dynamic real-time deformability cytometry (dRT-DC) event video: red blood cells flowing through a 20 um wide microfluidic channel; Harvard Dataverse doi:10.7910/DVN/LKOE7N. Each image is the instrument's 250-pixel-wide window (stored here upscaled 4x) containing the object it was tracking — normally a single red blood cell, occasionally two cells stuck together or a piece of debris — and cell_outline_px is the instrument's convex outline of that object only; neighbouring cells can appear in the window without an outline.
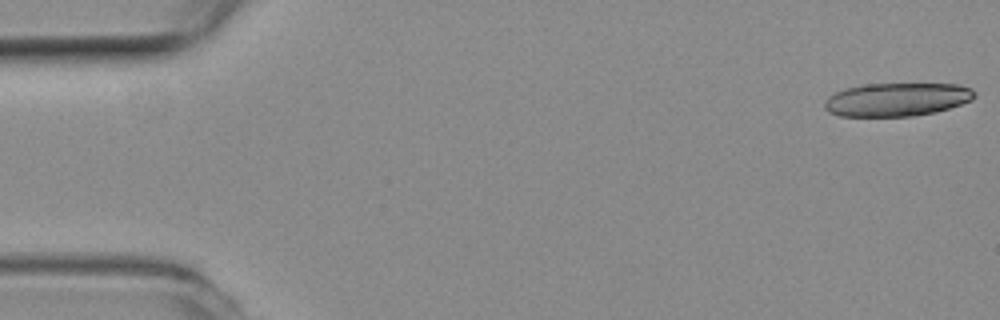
{"species": "common noctule bat (a hibernating species)", "species_latin": "Nyctalus noctula", "temperature_condition": "room temperature", "stored_images_in_passage": 19, "camera_frame_rate_fps": 3000, "um_per_image_px": 0.085, "animal": {"sex": "female", "body_mass_g": 19.3, "forearm_length_mm": 54.1}, "frame": {"image": 1, "passage_image": 1, "time_ms": 0.0, "image_size_px": [1000, 320], "cell_outline_px": [[976, 96], [972, 100], [936, 112], [912, 116], [840, 116], [828, 112], [824, 108], [824, 100], [828, 96], [844, 88], [868, 84], [956, 84], [972, 88], [976, 92]], "centroid_in_image_um": [76.22, 8.46], "position_along_channel_um": 8.8, "area_um2": 29.25}}